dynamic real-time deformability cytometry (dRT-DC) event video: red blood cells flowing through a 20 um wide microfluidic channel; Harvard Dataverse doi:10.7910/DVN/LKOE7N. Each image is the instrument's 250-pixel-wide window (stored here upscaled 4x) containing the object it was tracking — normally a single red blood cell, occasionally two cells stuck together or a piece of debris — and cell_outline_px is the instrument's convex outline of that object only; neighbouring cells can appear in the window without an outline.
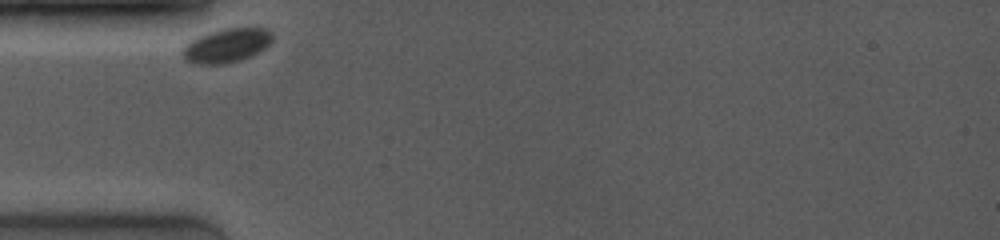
{"species": "common noctule bat (a hibernating species)", "species_latin": "Nyctalus noctula", "temperature_condition": "room temperature", "stored_images_in_passage": 39, "camera_frame_rate_fps": 4000, "um_per_image_px": 0.085, "animal": {"sex": "female", "body_mass_g": 19.0, "forearm_length_mm": 53.3}, "frame": {"image": 1, "passage_image": 1, "time_ms": 0.0, "image_size_px": [1000, 240], "cell_outline_px": [[272, 40], [264, 48], [252, 56], [240, 60], [224, 64], [196, 64], [184, 60], [184, 48], [192, 40], [200, 36], [224, 28], [268, 28], [272, 32]], "centroid_in_image_um": [19.31, 3.87], "position_along_channel_um": 65.7, "area_um2": 17.51}}
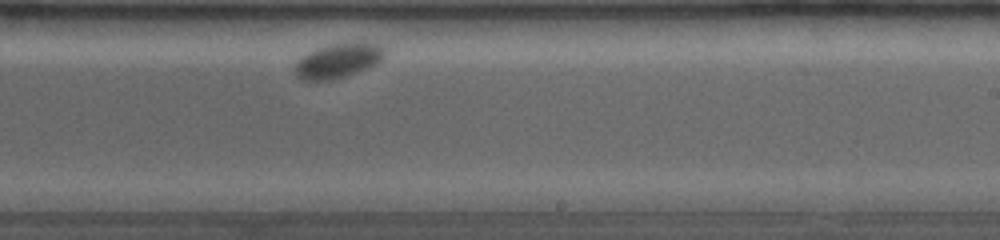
{"frame": {"image": 2, "passage_image": 27, "time_ms": 5.75, "image_size_px": [1000, 240], "cell_outline_px": [[388, 52], [376, 64], [356, 72], [332, 80], [304, 80], [296, 76], [292, 68], [296, 60], [300, 56], [316, 48], [328, 44], [380, 44], [388, 48]], "centroid_in_image_um": [28.69, 5.16], "position_along_channel_um": 260.3, "area_um2": 18.09}}
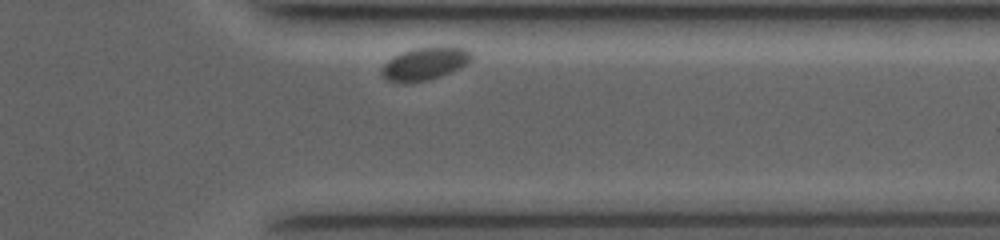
{"frame": {"image": 3, "passage_image": 37, "time_ms": 9.0, "image_size_px": [1000, 240], "cell_outline_px": [[472, 60], [468, 64], [460, 68], [440, 76], [428, 80], [408, 84], [400, 84], [388, 80], [380, 76], [380, 68], [388, 60], [404, 52], [416, 48], [464, 48], [472, 52]], "centroid_in_image_um": [36.07, 5.47], "position_along_channel_um": 375.3, "area_um2": 17.05}, "authors_computed_cell_mechanics": {"area_um2": 18.207, "velocity_mm_per_s": 3.4164, "shape_relaxation_time_tau1_ms": 0.3654, "shape_relaxation_time_tau2_ms": null, "deformation_change_tau1": 0.0141, "deformation_change_tau2": null}}